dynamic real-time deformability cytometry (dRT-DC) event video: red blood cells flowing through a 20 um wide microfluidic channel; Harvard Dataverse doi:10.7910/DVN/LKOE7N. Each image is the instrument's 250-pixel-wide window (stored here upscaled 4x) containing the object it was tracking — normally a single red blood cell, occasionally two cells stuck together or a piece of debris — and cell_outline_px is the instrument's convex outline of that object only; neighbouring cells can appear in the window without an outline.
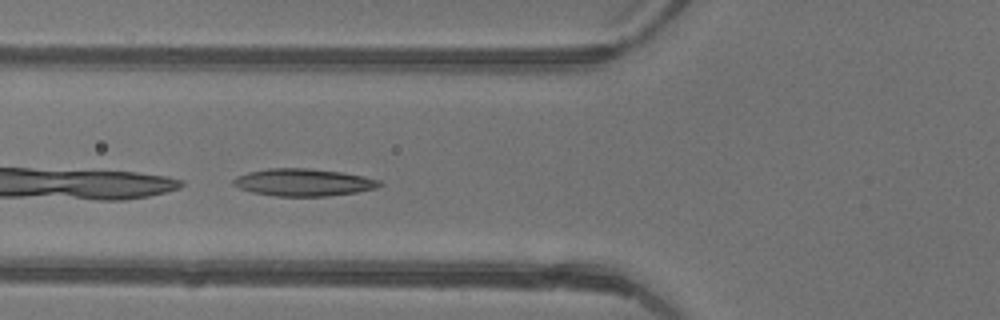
{"species": "common noctule bat (a hibernating species)", "species_latin": "Nyctalus noctula", "temperature_condition": "warm", "stored_images_in_passage": 32, "camera_frame_rate_fps": 3000, "um_per_image_px": 0.085, "animal": {"sex": "female"}, "frame": {"image": 1, "passage_image": 5, "time_ms": 1.333, "image_size_px": [1000, 320], "cell_outline_px": [[384, 184], [376, 188], [356, 192], [328, 196], [276, 196], [252, 192], [240, 188], [232, 184], [232, 180], [236, 176], [248, 172], [268, 168], [304, 168], [340, 172], [380, 180]], "centroid_in_image_um": [25.76, 15.5], "position_along_channel_um": 100.0, "area_um2": 23.12}}
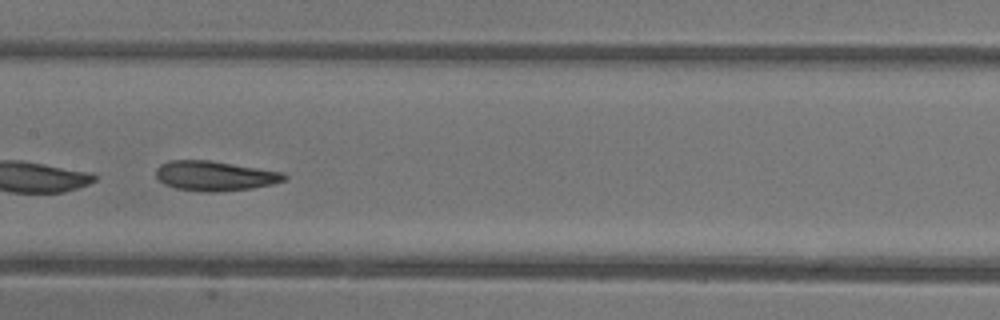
{"frame": {"image": 2, "passage_image": 11, "time_ms": 3.333, "image_size_px": [1000, 320], "cell_outline_px": [[288, 176], [284, 180], [272, 184], [252, 188], [216, 192], [200, 192], [176, 188], [164, 184], [156, 176], [156, 168], [160, 164], [168, 160], [208, 160], [284, 172]], "centroid_in_image_um": [18.24, 14.95], "position_along_channel_um": 189.2, "area_um2": 22.31}}
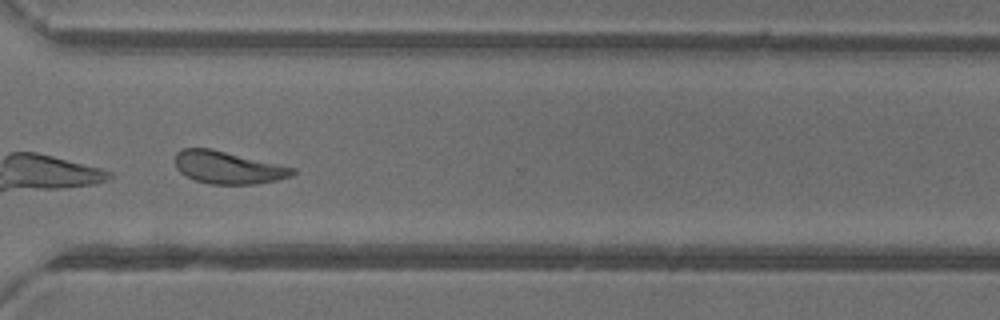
{"frame": {"image": 3, "passage_image": 22, "time_ms": 7.0, "image_size_px": [1000, 320], "cell_outline_px": [[296, 172], [292, 176], [276, 180], [256, 184], [208, 184], [196, 180], [180, 172], [176, 168], [176, 152], [180, 148], [212, 148], [296, 168]], "centroid_in_image_um": [19.39, 14.23], "position_along_channel_um": 351.2, "area_um2": 22.31}, "authors_computed_cell_mechanics": {"area_um2": 22.3686, "velocity_mm_per_s": 4.4315, "shape_relaxation_time_tau1_ms": 3.6815, "shape_relaxation_time_tau2_ms": 2.1116, "deformation_change_tau1": 0.1584, "deformation_change_tau2": 0.1073}}